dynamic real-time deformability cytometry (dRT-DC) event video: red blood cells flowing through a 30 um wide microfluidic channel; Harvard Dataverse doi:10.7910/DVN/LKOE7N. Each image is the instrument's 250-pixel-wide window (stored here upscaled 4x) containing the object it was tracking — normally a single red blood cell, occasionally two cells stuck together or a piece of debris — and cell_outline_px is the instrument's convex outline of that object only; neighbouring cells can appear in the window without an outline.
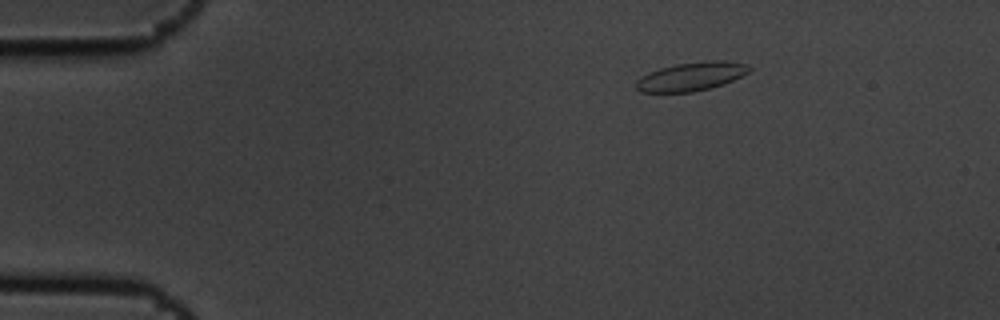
{"species": "common noctule bat (a hibernating species)", "species_latin": "Nyctalus noctula", "temperature_condition": "cold", "stored_images_in_passage": 4, "camera_frame_rate_fps": 3000, "um_per_image_px": 0.085, "animal": {"sex": "male", "body_mass_g": 19.5, "forearm_length_mm": 54.6}, "frame": {"image": 1, "passage_image": 1, "time_ms": 0.0, "image_size_px": [1000, 320], "cell_outline_px": [[752, 68], [748, 72], [724, 84], [712, 88], [692, 92], [640, 92], [636, 88], [636, 80], [640, 76], [648, 72], [660, 68], [676, 64], [712, 60], [724, 60], [748, 64]], "centroid_in_image_um": [58.75, 6.5], "position_along_channel_um": 26.3, "area_um2": 18.96}}
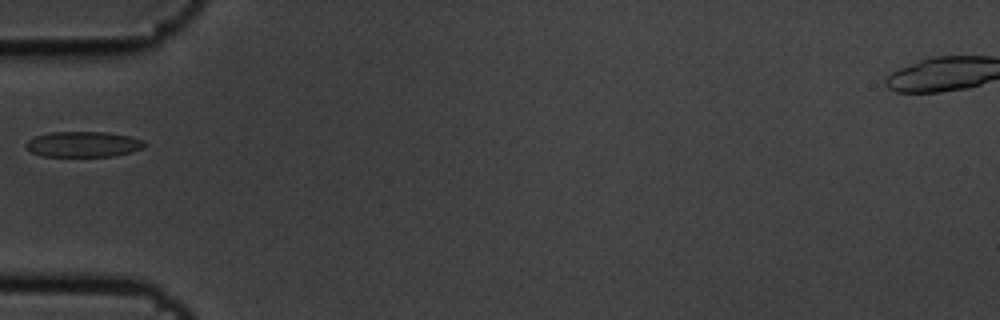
{"frame": {"image": 2, "passage_image": 4, "time_ms": 1.0, "image_size_px": [1000, 320], "cell_outline_px": [[148, 144], [144, 148], [112, 156], [40, 156], [32, 152], [24, 144], [28, 140], [36, 136], [48, 132], [108, 132], [128, 136], [144, 140]], "centroid_in_image_um": [7.08, 12.25], "position_along_channel_um": 77.9, "area_um2": 17.63}}